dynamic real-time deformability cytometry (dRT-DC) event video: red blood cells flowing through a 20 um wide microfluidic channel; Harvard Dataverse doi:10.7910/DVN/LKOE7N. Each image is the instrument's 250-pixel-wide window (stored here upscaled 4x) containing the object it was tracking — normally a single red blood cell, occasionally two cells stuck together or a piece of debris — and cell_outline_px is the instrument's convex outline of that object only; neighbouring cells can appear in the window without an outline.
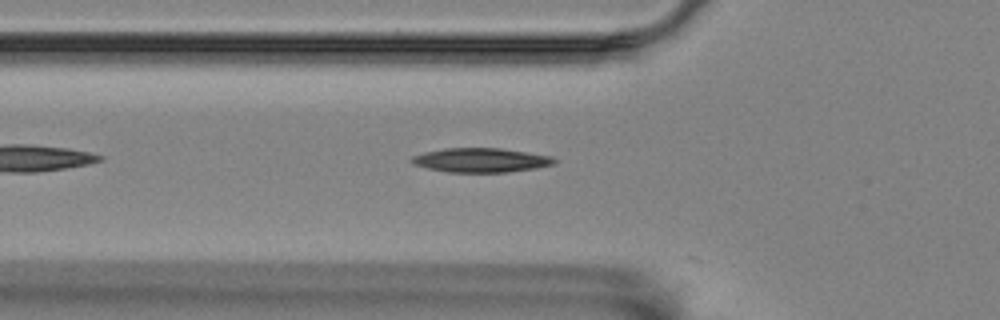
{"species": "Egyptian fruit bat (a non-hibernating species)", "species_latin": "Rousettus aegyptiacus", "temperature_condition": "room temperature", "stored_images_in_passage": 29, "camera_frame_rate_fps": 3000, "um_per_image_px": 0.085, "animal": {"sex": "female"}, "frame": {"image": 1, "passage_image": 5, "time_ms": 1.333, "image_size_px": [1000, 320], "cell_outline_px": [[560, 160], [556, 164], [536, 168], [508, 172], [448, 172], [428, 168], [412, 164], [408, 160], [412, 156], [424, 152], [444, 148], [500, 148], [552, 156]], "centroid_in_image_um": [40.89, 13.61], "position_along_channel_um": 84.9, "area_um2": 20.35}}
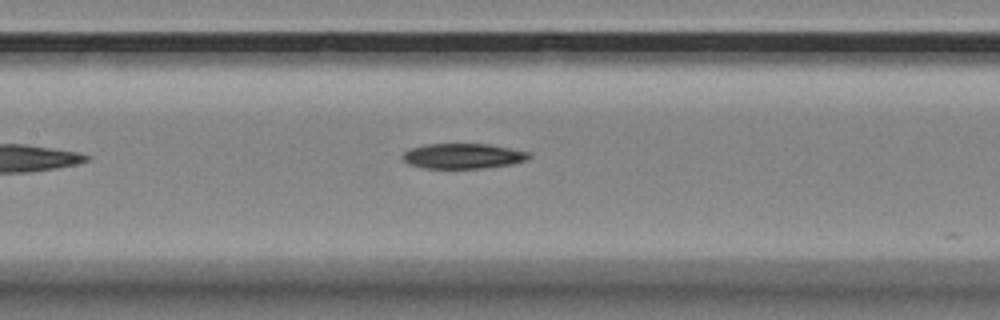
{"frame": {"image": 2, "passage_image": 12, "time_ms": 3.667, "image_size_px": [1000, 320], "cell_outline_px": [[532, 156], [528, 160], [512, 164], [484, 168], [424, 168], [408, 164], [400, 156], [408, 148], [424, 144], [488, 144], [528, 152]], "centroid_in_image_um": [39.32, 13.26], "position_along_channel_um": 168.1, "area_um2": 18.67}}
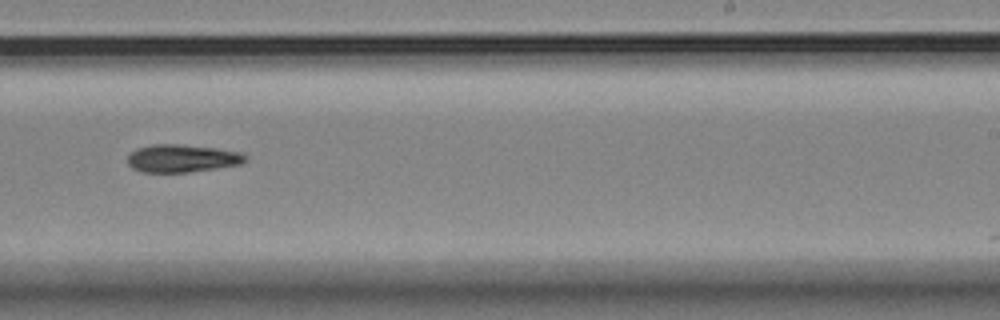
{"frame": {"image": 3, "passage_image": 21, "time_ms": 6.667, "image_size_px": [1000, 320], "cell_outline_px": [[248, 160], [240, 164], [216, 168], [188, 172], [140, 172], [132, 168], [128, 164], [128, 152], [136, 148], [152, 144], [180, 144], [216, 148], [244, 152], [248, 156]], "centroid_in_image_um": [15.48, 13.45], "position_along_channel_um": 273.5, "area_um2": 19.36}}